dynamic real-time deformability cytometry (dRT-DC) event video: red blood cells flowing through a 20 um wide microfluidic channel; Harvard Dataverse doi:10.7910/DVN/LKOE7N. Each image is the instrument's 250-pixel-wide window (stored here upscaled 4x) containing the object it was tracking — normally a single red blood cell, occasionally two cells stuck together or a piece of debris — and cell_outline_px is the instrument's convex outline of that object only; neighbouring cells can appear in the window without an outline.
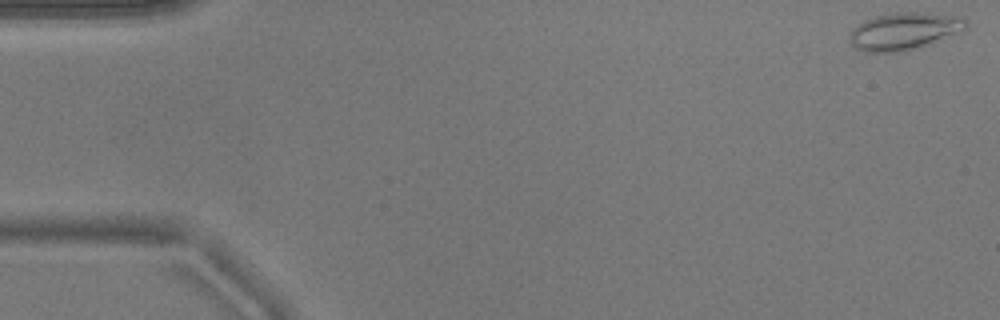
{"species": "common noctule bat (a hibernating species)", "species_latin": "Nyctalus noctula", "temperature_condition": "warm", "stored_images_in_passage": 47, "camera_frame_rate_fps": 3000, "um_per_image_px": 0.085, "animal": {"sex": "male", "body_mass_g": 17.9}, "frame": {"image": 1, "passage_image": 1, "time_ms": 0.0, "image_size_px": [1000, 320], "cell_outline_px": [[968, 28], [932, 44], [904, 52], [864, 52], [856, 48], [852, 44], [848, 36], [852, 28], [864, 20], [876, 16], [896, 12], [924, 12], [956, 16], [964, 20], [968, 24]], "centroid_in_image_um": [76.84, 2.66], "position_along_channel_um": 8.2, "area_um2": 25.55}}
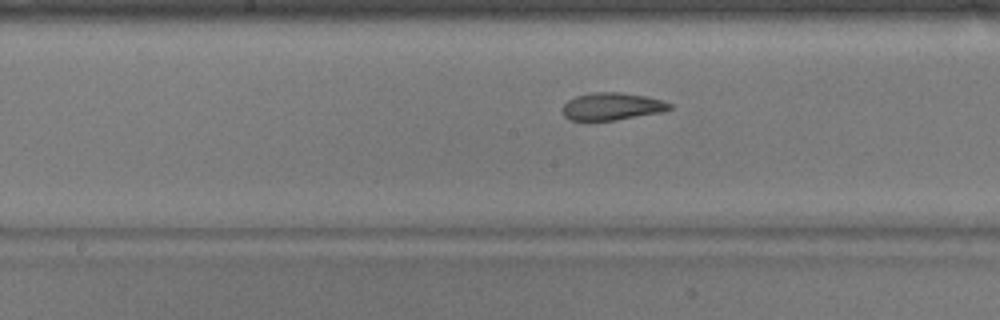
{"frame": {"image": 2, "passage_image": 26, "time_ms": 8.333, "image_size_px": [1000, 320], "cell_outline_px": [[672, 108], [660, 112], [616, 120], [568, 120], [564, 116], [560, 108], [568, 100], [576, 96], [592, 92], [620, 92], [644, 96], [664, 100], [672, 104]], "centroid_in_image_um": [51.98, 9.04], "position_along_channel_um": 196.2, "area_um2": 17.17}}
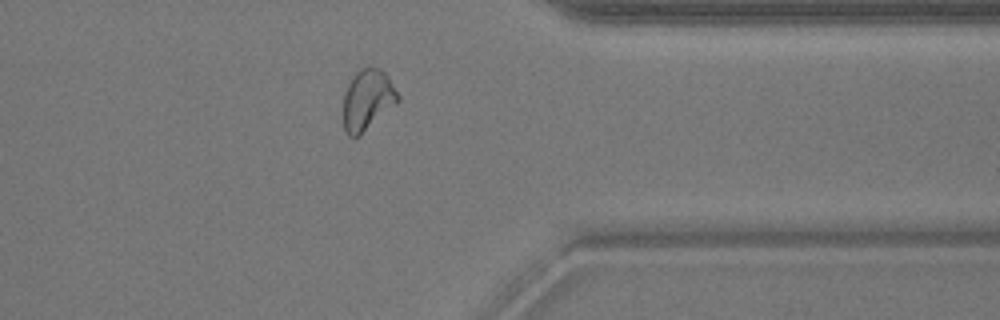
{"frame": {"image": 3, "passage_image": 41, "time_ms": 13.333, "image_size_px": [1000, 320], "cell_outline_px": [[400, 100], [396, 104], [360, 136], [348, 136], [344, 132], [344, 96], [348, 84], [352, 76], [356, 72], [368, 64], [380, 68], [388, 76], [400, 96]], "centroid_in_image_um": [31.25, 8.46], "position_along_channel_um": 380.1, "area_um2": 19.54}, "authors_computed_cell_mechanics": {"area_um2": 18.5538, "velocity_mm_per_s": 3.8678, "shape_relaxation_time_tau1_ms": 4.165, "shape_relaxation_time_tau2_ms": 0.9676, "deformation_change_tau1": 0.1024, "deformation_change_tau2": 0.0552}}